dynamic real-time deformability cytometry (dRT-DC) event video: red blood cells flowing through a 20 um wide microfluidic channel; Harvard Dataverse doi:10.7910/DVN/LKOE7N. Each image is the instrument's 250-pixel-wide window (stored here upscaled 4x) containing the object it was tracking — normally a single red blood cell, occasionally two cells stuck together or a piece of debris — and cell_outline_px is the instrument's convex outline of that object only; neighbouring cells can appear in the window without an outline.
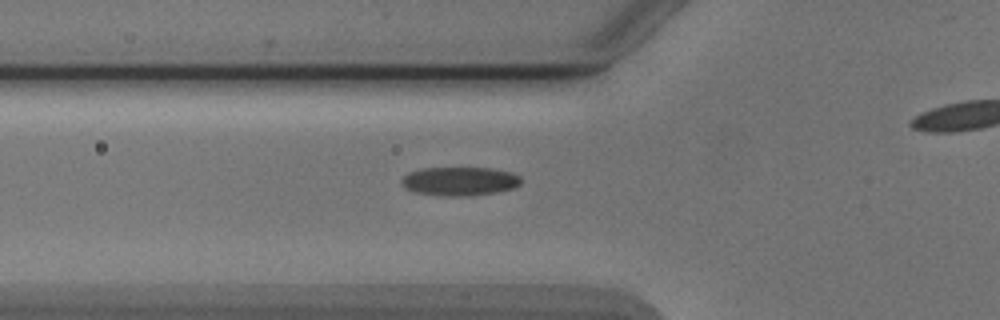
{"species": "Egyptian fruit bat (a non-hibernating species)", "species_latin": "Rousettus aegyptiacus", "temperature_condition": "cold", "stored_images_in_passage": 33, "camera_frame_rate_fps": 3000, "um_per_image_px": 0.085, "animal": {"sex": "male"}, "frame": {"image": 1, "passage_image": 6, "time_ms": 1.667, "image_size_px": [1000, 320], "cell_outline_px": [[520, 184], [512, 188], [496, 192], [468, 196], [452, 196], [416, 192], [408, 188], [400, 180], [408, 172], [420, 168], [492, 168], [512, 172], [520, 176]], "centroid_in_image_um": [39.1, 15.39], "position_along_channel_um": 86.7, "area_um2": 19.77}}
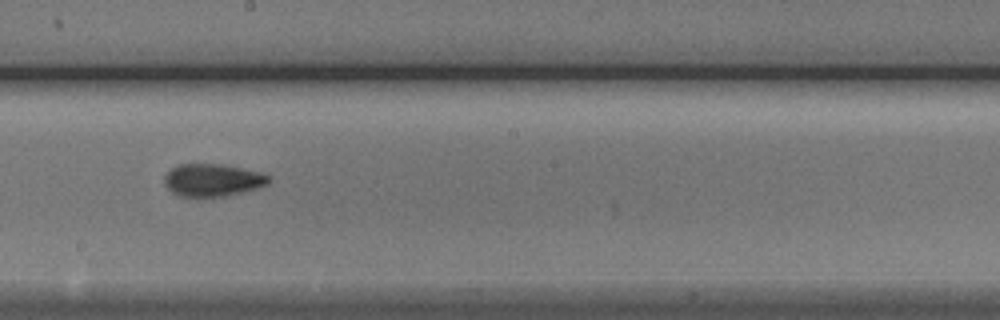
{"frame": {"image": 2, "passage_image": 17, "time_ms": 5.333, "image_size_px": [1000, 320], "cell_outline_px": [[268, 184], [256, 188], [228, 196], [180, 196], [172, 192], [164, 184], [164, 176], [176, 164], [220, 164], [260, 172], [268, 176]], "centroid_in_image_um": [18.03, 15.3], "position_along_channel_um": 230.2, "area_um2": 19.54}}
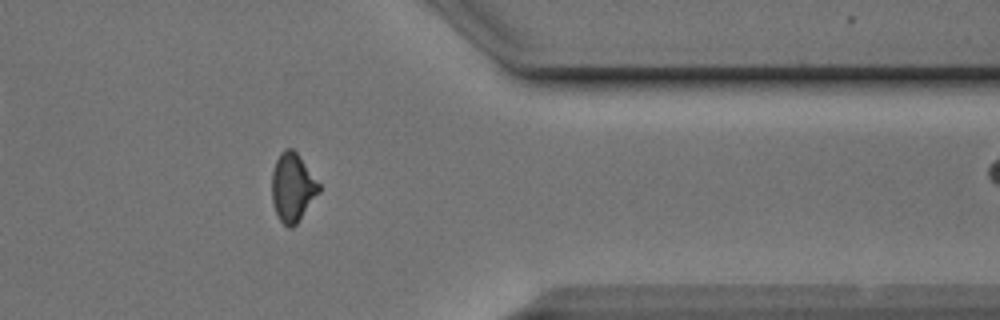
{"frame": {"image": 3, "passage_image": 30, "time_ms": 9.667, "image_size_px": [1000, 320], "cell_outline_px": [[320, 192], [296, 224], [292, 228], [288, 228], [280, 220], [276, 212], [272, 200], [272, 172], [276, 160], [280, 152], [284, 148], [292, 148], [296, 152], [320, 184]], "centroid_in_image_um": [24.86, 15.92], "position_along_channel_um": 386.5, "area_um2": 18.67}}